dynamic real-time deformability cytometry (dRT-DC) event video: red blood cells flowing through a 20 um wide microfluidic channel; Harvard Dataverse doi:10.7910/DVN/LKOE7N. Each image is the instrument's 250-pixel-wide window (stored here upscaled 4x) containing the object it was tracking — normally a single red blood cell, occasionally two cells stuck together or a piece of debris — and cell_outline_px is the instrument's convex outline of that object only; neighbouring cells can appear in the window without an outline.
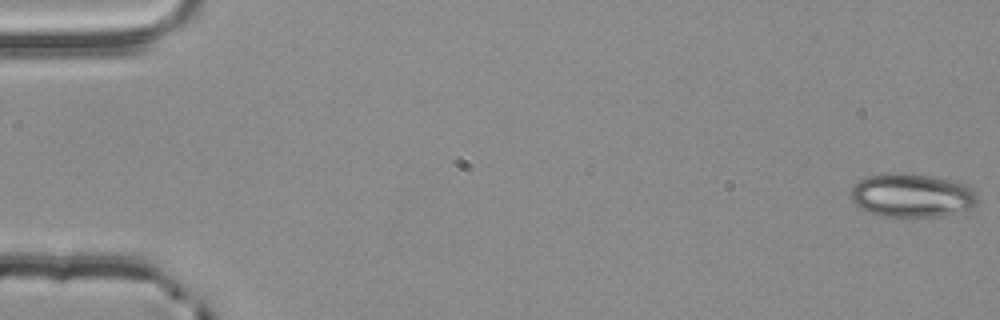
{"species": "common noctule bat (a hibernating species)", "species_latin": "Nyctalus noctula", "temperature_condition": "room temperature", "stored_images_in_passage": 4, "camera_frame_rate_fps": 3000, "um_per_image_px": 0.085, "animal": {"sex": "male", "body_mass_g": 20.4}, "frame": {"image": 1, "passage_image": 1, "time_ms": 0.0, "image_size_px": [1000, 320], "cell_outline_px": [[980, 196], [976, 204], [972, 208], [940, 216], [884, 216], [868, 212], [856, 204], [852, 200], [852, 188], [860, 180], [868, 176], [928, 176], [964, 184], [972, 188]], "centroid_in_image_um": [77.57, 16.66], "position_along_channel_um": 7.4, "area_um2": 30.87}}